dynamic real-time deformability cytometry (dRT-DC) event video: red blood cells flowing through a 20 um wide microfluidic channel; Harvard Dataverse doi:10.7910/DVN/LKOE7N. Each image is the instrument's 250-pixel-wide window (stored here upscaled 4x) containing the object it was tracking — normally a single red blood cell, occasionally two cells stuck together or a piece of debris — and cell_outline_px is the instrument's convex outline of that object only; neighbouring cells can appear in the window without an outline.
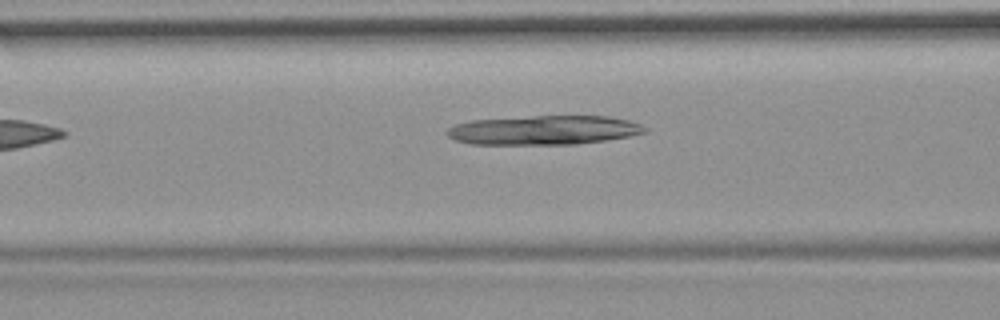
{"species": "common noctule bat (a hibernating species)", "species_latin": "Nyctalus noctula", "temperature_condition": "room temperature", "stored_images_in_passage": 5, "camera_frame_rate_fps": 3000, "um_per_image_px": 0.085, "animal": {"sex": "female", "body_mass_g": 19.9}, "frame": {"image": 1, "passage_image": 4, "time_ms": 1.0, "image_size_px": [1000, 320], "cell_outline_px": [[648, 132], [628, 136], [604, 140], [576, 144], [468, 144], [456, 140], [448, 136], [448, 128], [456, 124], [472, 120], [532, 116], [608, 116], [628, 120], [640, 124], [648, 128]], "centroid_in_image_um": [46.24, 11.06], "position_along_channel_um": 120.4, "area_um2": 33.52}}
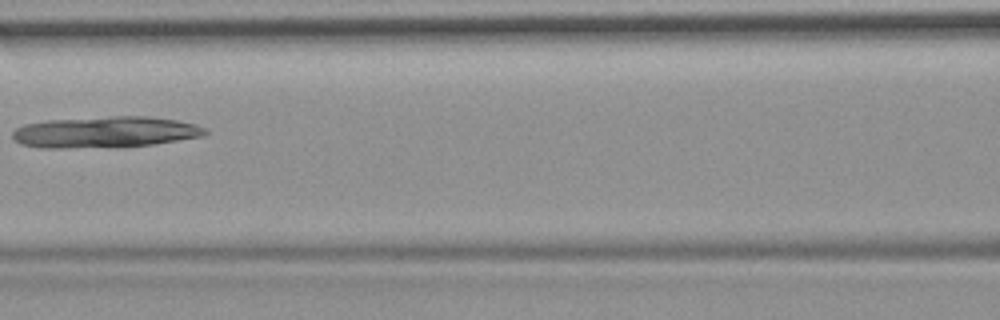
{"frame": {"image": 2, "passage_image": 5, "time_ms": 1.333, "image_size_px": [1000, 320], "cell_outline_px": [[208, 132], [204, 136], [152, 144], [64, 148], [40, 148], [24, 144], [16, 140], [12, 136], [12, 132], [16, 128], [24, 124], [48, 120], [112, 116], [148, 116], [176, 120], [196, 124], [208, 128]], "centroid_in_image_um": [8.96, 11.21], "position_along_channel_um": 157.6, "area_um2": 34.68}}